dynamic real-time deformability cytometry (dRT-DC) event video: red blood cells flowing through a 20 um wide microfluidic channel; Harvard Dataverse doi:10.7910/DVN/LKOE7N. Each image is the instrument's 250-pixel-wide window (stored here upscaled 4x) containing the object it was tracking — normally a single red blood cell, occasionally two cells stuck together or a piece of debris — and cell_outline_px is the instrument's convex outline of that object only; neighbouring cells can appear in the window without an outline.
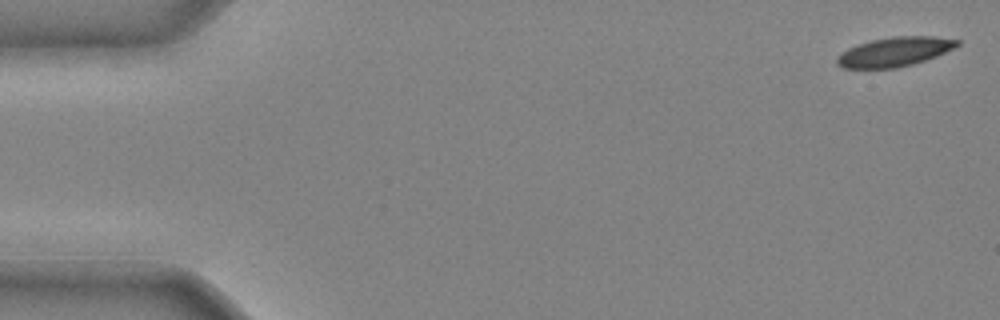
{"species": "common noctule bat (a hibernating species)", "species_latin": "Nyctalus noctula", "temperature_condition": "cold", "stored_images_in_passage": 39, "camera_frame_rate_fps": 3000, "um_per_image_px": 0.085, "animal": {"sex": "male", "body_mass_g": 20.4}, "frame": {"image": 1, "passage_image": 1, "time_ms": 0.0, "image_size_px": [1000, 320], "cell_outline_px": [[960, 44], [936, 56], [912, 64], [896, 68], [840, 68], [836, 64], [836, 56], [840, 52], [848, 48], [872, 40], [896, 36], [932, 36], [960, 40]], "centroid_in_image_um": [75.99, 4.41], "position_along_channel_um": 9.0, "area_um2": 20.4}}
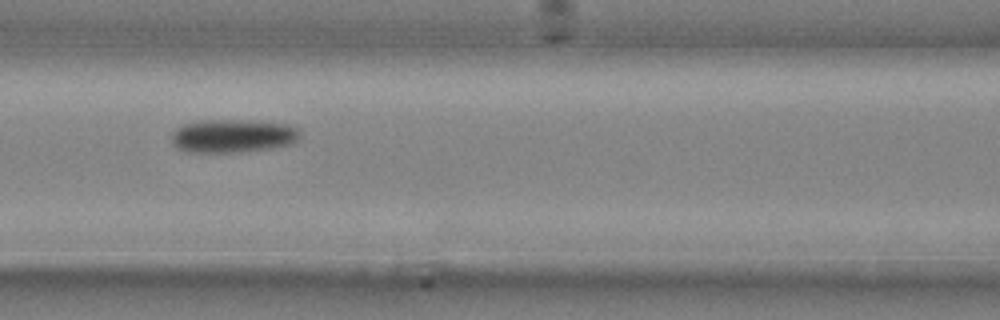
{"frame": {"image": 2, "passage_image": 19, "time_ms": 6.0, "image_size_px": [1000, 320], "cell_outline_px": [[300, 136], [292, 144], [272, 148], [240, 152], [188, 152], [176, 148], [172, 144], [172, 132], [180, 124], [200, 120], [256, 120], [288, 124], [296, 128], [300, 132]], "centroid_in_image_um": [19.76, 11.54], "position_along_channel_um": 146.8, "area_um2": 25.37}}
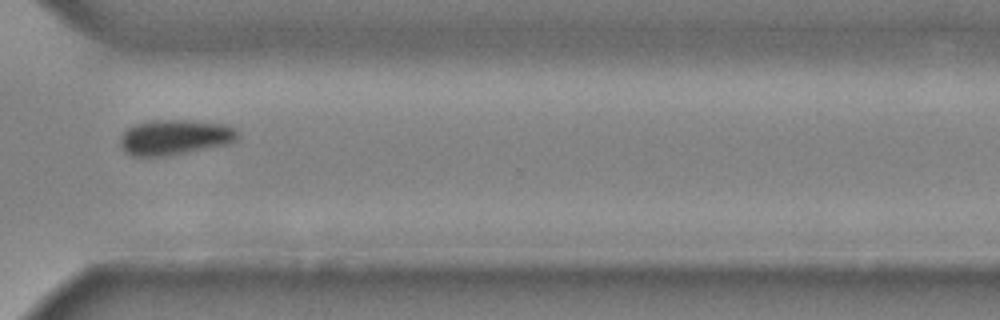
{"frame": {"image": 3, "passage_image": 33, "time_ms": 10.667, "image_size_px": [1000, 320], "cell_outline_px": [[236, 140], [228, 144], [168, 156], [132, 156], [120, 144], [120, 136], [128, 128], [136, 124], [152, 120], [188, 120], [228, 124], [236, 128]], "centroid_in_image_um": [14.88, 11.66], "position_along_channel_um": 355.7, "area_um2": 24.04}}